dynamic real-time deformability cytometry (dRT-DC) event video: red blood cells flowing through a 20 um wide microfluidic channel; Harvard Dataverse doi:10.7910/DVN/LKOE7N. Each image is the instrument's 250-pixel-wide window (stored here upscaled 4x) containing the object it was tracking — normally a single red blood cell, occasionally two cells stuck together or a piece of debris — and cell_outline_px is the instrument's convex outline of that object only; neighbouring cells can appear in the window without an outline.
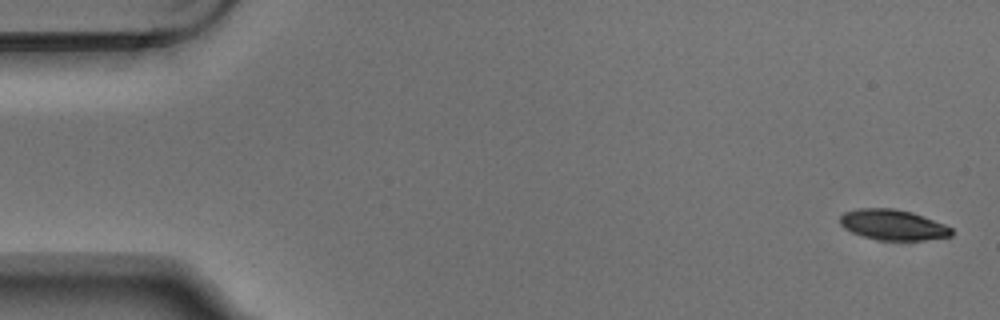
{"species": "Egyptian fruit bat (a non-hibernating species)", "species_latin": "Rousettus aegyptiacus", "temperature_condition": "warm", "stored_images_in_passage": 6, "camera_frame_rate_fps": 3000, "um_per_image_px": 0.085, "animal": {"sex": "male"}, "frame": {"image": 1, "passage_image": 1, "time_ms": 0.0, "image_size_px": [1000, 320], "cell_outline_px": [[952, 236], [924, 240], [880, 240], [864, 236], [852, 232], [844, 228], [840, 224], [840, 216], [844, 212], [856, 208], [896, 208], [912, 212], [944, 224], [952, 228]], "centroid_in_image_um": [75.89, 19.1], "position_along_channel_um": 9.1, "area_um2": 19.83}}